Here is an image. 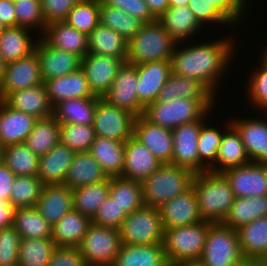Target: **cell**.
I'll return each mask as SVG.
<instances>
[{
	"mask_svg": "<svg viewBox=\"0 0 267 266\" xmlns=\"http://www.w3.org/2000/svg\"><path fill=\"white\" fill-rule=\"evenodd\" d=\"M162 164L133 135L125 143L122 177L142 182Z\"/></svg>",
	"mask_w": 267,
	"mask_h": 266,
	"instance_id": "cell-24",
	"label": "cell"
},
{
	"mask_svg": "<svg viewBox=\"0 0 267 266\" xmlns=\"http://www.w3.org/2000/svg\"><path fill=\"white\" fill-rule=\"evenodd\" d=\"M266 45H263L262 47H260V60L267 66V43H265ZM263 48V49H261Z\"/></svg>",
	"mask_w": 267,
	"mask_h": 266,
	"instance_id": "cell-66",
	"label": "cell"
},
{
	"mask_svg": "<svg viewBox=\"0 0 267 266\" xmlns=\"http://www.w3.org/2000/svg\"><path fill=\"white\" fill-rule=\"evenodd\" d=\"M209 1L232 24V26H234L235 28L237 27L239 28L241 27L242 24V26L246 27L245 25L246 21L250 20L247 19V17L249 14H251L249 12L250 10L249 5L252 2V0L251 2L250 0H209Z\"/></svg>",
	"mask_w": 267,
	"mask_h": 266,
	"instance_id": "cell-55",
	"label": "cell"
},
{
	"mask_svg": "<svg viewBox=\"0 0 267 266\" xmlns=\"http://www.w3.org/2000/svg\"><path fill=\"white\" fill-rule=\"evenodd\" d=\"M14 209L10 202L0 199V230L13 225Z\"/></svg>",
	"mask_w": 267,
	"mask_h": 266,
	"instance_id": "cell-62",
	"label": "cell"
},
{
	"mask_svg": "<svg viewBox=\"0 0 267 266\" xmlns=\"http://www.w3.org/2000/svg\"><path fill=\"white\" fill-rule=\"evenodd\" d=\"M95 137L92 125L60 123V142L75 153L89 151Z\"/></svg>",
	"mask_w": 267,
	"mask_h": 266,
	"instance_id": "cell-52",
	"label": "cell"
},
{
	"mask_svg": "<svg viewBox=\"0 0 267 266\" xmlns=\"http://www.w3.org/2000/svg\"><path fill=\"white\" fill-rule=\"evenodd\" d=\"M79 0H41L42 12L46 24L64 21L69 11Z\"/></svg>",
	"mask_w": 267,
	"mask_h": 266,
	"instance_id": "cell-58",
	"label": "cell"
},
{
	"mask_svg": "<svg viewBox=\"0 0 267 266\" xmlns=\"http://www.w3.org/2000/svg\"><path fill=\"white\" fill-rule=\"evenodd\" d=\"M121 245L119 229L91 223L78 248L86 266H112Z\"/></svg>",
	"mask_w": 267,
	"mask_h": 266,
	"instance_id": "cell-8",
	"label": "cell"
},
{
	"mask_svg": "<svg viewBox=\"0 0 267 266\" xmlns=\"http://www.w3.org/2000/svg\"><path fill=\"white\" fill-rule=\"evenodd\" d=\"M64 21L78 31L89 35L100 23V0H79Z\"/></svg>",
	"mask_w": 267,
	"mask_h": 266,
	"instance_id": "cell-48",
	"label": "cell"
},
{
	"mask_svg": "<svg viewBox=\"0 0 267 266\" xmlns=\"http://www.w3.org/2000/svg\"><path fill=\"white\" fill-rule=\"evenodd\" d=\"M42 37L52 46L79 56L88 53V35L78 31L65 21H55L46 25Z\"/></svg>",
	"mask_w": 267,
	"mask_h": 266,
	"instance_id": "cell-29",
	"label": "cell"
},
{
	"mask_svg": "<svg viewBox=\"0 0 267 266\" xmlns=\"http://www.w3.org/2000/svg\"><path fill=\"white\" fill-rule=\"evenodd\" d=\"M127 46L128 41L101 23L88 35V53L126 58Z\"/></svg>",
	"mask_w": 267,
	"mask_h": 266,
	"instance_id": "cell-40",
	"label": "cell"
},
{
	"mask_svg": "<svg viewBox=\"0 0 267 266\" xmlns=\"http://www.w3.org/2000/svg\"><path fill=\"white\" fill-rule=\"evenodd\" d=\"M0 23L4 27L16 26L13 0H0Z\"/></svg>",
	"mask_w": 267,
	"mask_h": 266,
	"instance_id": "cell-61",
	"label": "cell"
},
{
	"mask_svg": "<svg viewBox=\"0 0 267 266\" xmlns=\"http://www.w3.org/2000/svg\"><path fill=\"white\" fill-rule=\"evenodd\" d=\"M56 248L52 238L21 239L17 266H47Z\"/></svg>",
	"mask_w": 267,
	"mask_h": 266,
	"instance_id": "cell-47",
	"label": "cell"
},
{
	"mask_svg": "<svg viewBox=\"0 0 267 266\" xmlns=\"http://www.w3.org/2000/svg\"><path fill=\"white\" fill-rule=\"evenodd\" d=\"M139 102L146 107L156 102L161 89L171 75L170 61H151L136 65Z\"/></svg>",
	"mask_w": 267,
	"mask_h": 266,
	"instance_id": "cell-22",
	"label": "cell"
},
{
	"mask_svg": "<svg viewBox=\"0 0 267 266\" xmlns=\"http://www.w3.org/2000/svg\"><path fill=\"white\" fill-rule=\"evenodd\" d=\"M72 192L73 209L92 220L100 205L109 197L110 177L99 183L75 188Z\"/></svg>",
	"mask_w": 267,
	"mask_h": 266,
	"instance_id": "cell-42",
	"label": "cell"
},
{
	"mask_svg": "<svg viewBox=\"0 0 267 266\" xmlns=\"http://www.w3.org/2000/svg\"><path fill=\"white\" fill-rule=\"evenodd\" d=\"M108 177L89 151L76 152L68 169L64 185L70 189L99 183Z\"/></svg>",
	"mask_w": 267,
	"mask_h": 266,
	"instance_id": "cell-35",
	"label": "cell"
},
{
	"mask_svg": "<svg viewBox=\"0 0 267 266\" xmlns=\"http://www.w3.org/2000/svg\"><path fill=\"white\" fill-rule=\"evenodd\" d=\"M59 142L60 122L54 116H50L37 119L24 143L35 155L41 157Z\"/></svg>",
	"mask_w": 267,
	"mask_h": 266,
	"instance_id": "cell-41",
	"label": "cell"
},
{
	"mask_svg": "<svg viewBox=\"0 0 267 266\" xmlns=\"http://www.w3.org/2000/svg\"><path fill=\"white\" fill-rule=\"evenodd\" d=\"M103 4L130 14L144 23H151L157 19L152 15L145 0H100Z\"/></svg>",
	"mask_w": 267,
	"mask_h": 266,
	"instance_id": "cell-57",
	"label": "cell"
},
{
	"mask_svg": "<svg viewBox=\"0 0 267 266\" xmlns=\"http://www.w3.org/2000/svg\"><path fill=\"white\" fill-rule=\"evenodd\" d=\"M125 143L96 136L89 152L101 166L107 177L122 176L124 168Z\"/></svg>",
	"mask_w": 267,
	"mask_h": 266,
	"instance_id": "cell-33",
	"label": "cell"
},
{
	"mask_svg": "<svg viewBox=\"0 0 267 266\" xmlns=\"http://www.w3.org/2000/svg\"><path fill=\"white\" fill-rule=\"evenodd\" d=\"M47 266H86L78 247H57Z\"/></svg>",
	"mask_w": 267,
	"mask_h": 266,
	"instance_id": "cell-59",
	"label": "cell"
},
{
	"mask_svg": "<svg viewBox=\"0 0 267 266\" xmlns=\"http://www.w3.org/2000/svg\"><path fill=\"white\" fill-rule=\"evenodd\" d=\"M197 99L208 111L214 110L216 98L200 81L171 74L161 89L157 101L168 102L175 98ZM217 100V102H216Z\"/></svg>",
	"mask_w": 267,
	"mask_h": 266,
	"instance_id": "cell-21",
	"label": "cell"
},
{
	"mask_svg": "<svg viewBox=\"0 0 267 266\" xmlns=\"http://www.w3.org/2000/svg\"><path fill=\"white\" fill-rule=\"evenodd\" d=\"M267 217V195L235 198L222 224L237 230L251 221Z\"/></svg>",
	"mask_w": 267,
	"mask_h": 266,
	"instance_id": "cell-38",
	"label": "cell"
},
{
	"mask_svg": "<svg viewBox=\"0 0 267 266\" xmlns=\"http://www.w3.org/2000/svg\"><path fill=\"white\" fill-rule=\"evenodd\" d=\"M91 223L89 217L73 209L52 227V240L57 247H78Z\"/></svg>",
	"mask_w": 267,
	"mask_h": 266,
	"instance_id": "cell-36",
	"label": "cell"
},
{
	"mask_svg": "<svg viewBox=\"0 0 267 266\" xmlns=\"http://www.w3.org/2000/svg\"><path fill=\"white\" fill-rule=\"evenodd\" d=\"M34 51L40 62L43 82L50 78L68 75L81 67V58L73 53L52 47L42 36Z\"/></svg>",
	"mask_w": 267,
	"mask_h": 266,
	"instance_id": "cell-19",
	"label": "cell"
},
{
	"mask_svg": "<svg viewBox=\"0 0 267 266\" xmlns=\"http://www.w3.org/2000/svg\"><path fill=\"white\" fill-rule=\"evenodd\" d=\"M205 266H246L237 231L222 223H212L200 258Z\"/></svg>",
	"mask_w": 267,
	"mask_h": 266,
	"instance_id": "cell-6",
	"label": "cell"
},
{
	"mask_svg": "<svg viewBox=\"0 0 267 266\" xmlns=\"http://www.w3.org/2000/svg\"><path fill=\"white\" fill-rule=\"evenodd\" d=\"M246 266H266L262 261H249Z\"/></svg>",
	"mask_w": 267,
	"mask_h": 266,
	"instance_id": "cell-69",
	"label": "cell"
},
{
	"mask_svg": "<svg viewBox=\"0 0 267 266\" xmlns=\"http://www.w3.org/2000/svg\"><path fill=\"white\" fill-rule=\"evenodd\" d=\"M215 110H209L200 120L186 123L172 129L173 135V155L172 165H176L193 174H198V139L201 125L212 117Z\"/></svg>",
	"mask_w": 267,
	"mask_h": 266,
	"instance_id": "cell-12",
	"label": "cell"
},
{
	"mask_svg": "<svg viewBox=\"0 0 267 266\" xmlns=\"http://www.w3.org/2000/svg\"><path fill=\"white\" fill-rule=\"evenodd\" d=\"M192 186L202 220L222 223L235 199L225 176L210 171L194 174Z\"/></svg>",
	"mask_w": 267,
	"mask_h": 266,
	"instance_id": "cell-2",
	"label": "cell"
},
{
	"mask_svg": "<svg viewBox=\"0 0 267 266\" xmlns=\"http://www.w3.org/2000/svg\"><path fill=\"white\" fill-rule=\"evenodd\" d=\"M255 113L254 116L251 111L249 117L240 115V118L233 114L230 121L239 132L250 161L267 164V124Z\"/></svg>",
	"mask_w": 267,
	"mask_h": 266,
	"instance_id": "cell-15",
	"label": "cell"
},
{
	"mask_svg": "<svg viewBox=\"0 0 267 266\" xmlns=\"http://www.w3.org/2000/svg\"><path fill=\"white\" fill-rule=\"evenodd\" d=\"M44 184L37 176H16L10 194L14 208L35 207Z\"/></svg>",
	"mask_w": 267,
	"mask_h": 266,
	"instance_id": "cell-49",
	"label": "cell"
},
{
	"mask_svg": "<svg viewBox=\"0 0 267 266\" xmlns=\"http://www.w3.org/2000/svg\"><path fill=\"white\" fill-rule=\"evenodd\" d=\"M157 20L176 43L198 39L199 35L205 37L208 34L205 31H210L198 22L188 6H169Z\"/></svg>",
	"mask_w": 267,
	"mask_h": 266,
	"instance_id": "cell-20",
	"label": "cell"
},
{
	"mask_svg": "<svg viewBox=\"0 0 267 266\" xmlns=\"http://www.w3.org/2000/svg\"><path fill=\"white\" fill-rule=\"evenodd\" d=\"M222 36H214L213 41L207 35L199 41L176 43L170 58L171 74L197 79L217 98L228 69L230 67L231 70L232 64H236L234 58L239 54L235 51L239 47L236 36L234 38V34L231 36L230 33L228 37Z\"/></svg>",
	"mask_w": 267,
	"mask_h": 266,
	"instance_id": "cell-1",
	"label": "cell"
},
{
	"mask_svg": "<svg viewBox=\"0 0 267 266\" xmlns=\"http://www.w3.org/2000/svg\"><path fill=\"white\" fill-rule=\"evenodd\" d=\"M208 110L197 99L175 98L168 102L156 101L147 105L143 116L153 124L168 129L200 120Z\"/></svg>",
	"mask_w": 267,
	"mask_h": 266,
	"instance_id": "cell-9",
	"label": "cell"
},
{
	"mask_svg": "<svg viewBox=\"0 0 267 266\" xmlns=\"http://www.w3.org/2000/svg\"><path fill=\"white\" fill-rule=\"evenodd\" d=\"M3 101L12 109L32 115L37 119L53 116V106L49 101L44 83L14 91Z\"/></svg>",
	"mask_w": 267,
	"mask_h": 266,
	"instance_id": "cell-27",
	"label": "cell"
},
{
	"mask_svg": "<svg viewBox=\"0 0 267 266\" xmlns=\"http://www.w3.org/2000/svg\"><path fill=\"white\" fill-rule=\"evenodd\" d=\"M211 224L201 221L194 225L164 229L163 245L169 265L185 259L201 258Z\"/></svg>",
	"mask_w": 267,
	"mask_h": 266,
	"instance_id": "cell-5",
	"label": "cell"
},
{
	"mask_svg": "<svg viewBox=\"0 0 267 266\" xmlns=\"http://www.w3.org/2000/svg\"><path fill=\"white\" fill-rule=\"evenodd\" d=\"M3 163L16 176H37L39 157L25 143L11 144L3 147Z\"/></svg>",
	"mask_w": 267,
	"mask_h": 266,
	"instance_id": "cell-45",
	"label": "cell"
},
{
	"mask_svg": "<svg viewBox=\"0 0 267 266\" xmlns=\"http://www.w3.org/2000/svg\"><path fill=\"white\" fill-rule=\"evenodd\" d=\"M126 58H114L107 55L87 53L81 59V69L84 71L89 87L95 96L101 97L112 86L120 66Z\"/></svg>",
	"mask_w": 267,
	"mask_h": 266,
	"instance_id": "cell-16",
	"label": "cell"
},
{
	"mask_svg": "<svg viewBox=\"0 0 267 266\" xmlns=\"http://www.w3.org/2000/svg\"><path fill=\"white\" fill-rule=\"evenodd\" d=\"M258 60L260 62L255 64L257 68L253 66L250 69L251 74L247 76V84L244 86L247 103H250L254 111L267 104V66L259 58Z\"/></svg>",
	"mask_w": 267,
	"mask_h": 266,
	"instance_id": "cell-51",
	"label": "cell"
},
{
	"mask_svg": "<svg viewBox=\"0 0 267 266\" xmlns=\"http://www.w3.org/2000/svg\"><path fill=\"white\" fill-rule=\"evenodd\" d=\"M16 175L4 164L0 165V199L10 200V194Z\"/></svg>",
	"mask_w": 267,
	"mask_h": 266,
	"instance_id": "cell-60",
	"label": "cell"
},
{
	"mask_svg": "<svg viewBox=\"0 0 267 266\" xmlns=\"http://www.w3.org/2000/svg\"><path fill=\"white\" fill-rule=\"evenodd\" d=\"M13 226L21 239L52 238V227L35 207L15 208Z\"/></svg>",
	"mask_w": 267,
	"mask_h": 266,
	"instance_id": "cell-44",
	"label": "cell"
},
{
	"mask_svg": "<svg viewBox=\"0 0 267 266\" xmlns=\"http://www.w3.org/2000/svg\"><path fill=\"white\" fill-rule=\"evenodd\" d=\"M4 161V153H3V147L0 145V165Z\"/></svg>",
	"mask_w": 267,
	"mask_h": 266,
	"instance_id": "cell-70",
	"label": "cell"
},
{
	"mask_svg": "<svg viewBox=\"0 0 267 266\" xmlns=\"http://www.w3.org/2000/svg\"><path fill=\"white\" fill-rule=\"evenodd\" d=\"M236 231L245 260L262 261L267 255V217L253 220Z\"/></svg>",
	"mask_w": 267,
	"mask_h": 266,
	"instance_id": "cell-32",
	"label": "cell"
},
{
	"mask_svg": "<svg viewBox=\"0 0 267 266\" xmlns=\"http://www.w3.org/2000/svg\"><path fill=\"white\" fill-rule=\"evenodd\" d=\"M3 28H4V26H2L0 23V33L2 32Z\"/></svg>",
	"mask_w": 267,
	"mask_h": 266,
	"instance_id": "cell-72",
	"label": "cell"
},
{
	"mask_svg": "<svg viewBox=\"0 0 267 266\" xmlns=\"http://www.w3.org/2000/svg\"><path fill=\"white\" fill-rule=\"evenodd\" d=\"M42 83L40 62L34 51L27 57L6 63L0 80V100H4L14 91L38 86Z\"/></svg>",
	"mask_w": 267,
	"mask_h": 266,
	"instance_id": "cell-13",
	"label": "cell"
},
{
	"mask_svg": "<svg viewBox=\"0 0 267 266\" xmlns=\"http://www.w3.org/2000/svg\"><path fill=\"white\" fill-rule=\"evenodd\" d=\"M73 204V192L68 186L44 185L35 208L53 227L64 215L73 210Z\"/></svg>",
	"mask_w": 267,
	"mask_h": 266,
	"instance_id": "cell-23",
	"label": "cell"
},
{
	"mask_svg": "<svg viewBox=\"0 0 267 266\" xmlns=\"http://www.w3.org/2000/svg\"><path fill=\"white\" fill-rule=\"evenodd\" d=\"M137 84L136 65L124 62L118 69L112 86L102 99L112 106L129 111L135 117L141 116L145 107L138 100Z\"/></svg>",
	"mask_w": 267,
	"mask_h": 266,
	"instance_id": "cell-11",
	"label": "cell"
},
{
	"mask_svg": "<svg viewBox=\"0 0 267 266\" xmlns=\"http://www.w3.org/2000/svg\"><path fill=\"white\" fill-rule=\"evenodd\" d=\"M126 216L119 205L109 196L98 208L96 215L92 219V223L99 226L120 229Z\"/></svg>",
	"mask_w": 267,
	"mask_h": 266,
	"instance_id": "cell-56",
	"label": "cell"
},
{
	"mask_svg": "<svg viewBox=\"0 0 267 266\" xmlns=\"http://www.w3.org/2000/svg\"><path fill=\"white\" fill-rule=\"evenodd\" d=\"M20 242L13 225L0 230V266H17Z\"/></svg>",
	"mask_w": 267,
	"mask_h": 266,
	"instance_id": "cell-54",
	"label": "cell"
},
{
	"mask_svg": "<svg viewBox=\"0 0 267 266\" xmlns=\"http://www.w3.org/2000/svg\"><path fill=\"white\" fill-rule=\"evenodd\" d=\"M230 183L234 197L267 195V164L250 162L222 173Z\"/></svg>",
	"mask_w": 267,
	"mask_h": 266,
	"instance_id": "cell-14",
	"label": "cell"
},
{
	"mask_svg": "<svg viewBox=\"0 0 267 266\" xmlns=\"http://www.w3.org/2000/svg\"><path fill=\"white\" fill-rule=\"evenodd\" d=\"M176 42L158 21L144 23L128 41L126 62L143 64L151 61H170Z\"/></svg>",
	"mask_w": 267,
	"mask_h": 266,
	"instance_id": "cell-3",
	"label": "cell"
},
{
	"mask_svg": "<svg viewBox=\"0 0 267 266\" xmlns=\"http://www.w3.org/2000/svg\"><path fill=\"white\" fill-rule=\"evenodd\" d=\"M133 136L146 146L161 164H171L173 155L171 129L153 124L141 115L135 117Z\"/></svg>",
	"mask_w": 267,
	"mask_h": 266,
	"instance_id": "cell-17",
	"label": "cell"
},
{
	"mask_svg": "<svg viewBox=\"0 0 267 266\" xmlns=\"http://www.w3.org/2000/svg\"><path fill=\"white\" fill-rule=\"evenodd\" d=\"M189 0H168L169 6H188Z\"/></svg>",
	"mask_w": 267,
	"mask_h": 266,
	"instance_id": "cell-65",
	"label": "cell"
},
{
	"mask_svg": "<svg viewBox=\"0 0 267 266\" xmlns=\"http://www.w3.org/2000/svg\"><path fill=\"white\" fill-rule=\"evenodd\" d=\"M34 33V31L21 26L4 27L0 33L2 59L9 63L33 53L39 39V36H35Z\"/></svg>",
	"mask_w": 267,
	"mask_h": 266,
	"instance_id": "cell-30",
	"label": "cell"
},
{
	"mask_svg": "<svg viewBox=\"0 0 267 266\" xmlns=\"http://www.w3.org/2000/svg\"><path fill=\"white\" fill-rule=\"evenodd\" d=\"M16 26L28 28L41 37L46 30L41 0H17L14 1Z\"/></svg>",
	"mask_w": 267,
	"mask_h": 266,
	"instance_id": "cell-50",
	"label": "cell"
},
{
	"mask_svg": "<svg viewBox=\"0 0 267 266\" xmlns=\"http://www.w3.org/2000/svg\"><path fill=\"white\" fill-rule=\"evenodd\" d=\"M36 121L34 116L14 110L0 100V145L24 143Z\"/></svg>",
	"mask_w": 267,
	"mask_h": 266,
	"instance_id": "cell-26",
	"label": "cell"
},
{
	"mask_svg": "<svg viewBox=\"0 0 267 266\" xmlns=\"http://www.w3.org/2000/svg\"><path fill=\"white\" fill-rule=\"evenodd\" d=\"M262 262L267 266V255L262 259Z\"/></svg>",
	"mask_w": 267,
	"mask_h": 266,
	"instance_id": "cell-71",
	"label": "cell"
},
{
	"mask_svg": "<svg viewBox=\"0 0 267 266\" xmlns=\"http://www.w3.org/2000/svg\"><path fill=\"white\" fill-rule=\"evenodd\" d=\"M188 7L194 13L198 22L205 29H210L212 26L214 28H218L220 26L221 29H223L224 26H226L230 28L229 30L234 32L232 30L234 26H232V24L212 5L209 0H189Z\"/></svg>",
	"mask_w": 267,
	"mask_h": 266,
	"instance_id": "cell-53",
	"label": "cell"
},
{
	"mask_svg": "<svg viewBox=\"0 0 267 266\" xmlns=\"http://www.w3.org/2000/svg\"><path fill=\"white\" fill-rule=\"evenodd\" d=\"M194 174L185 168L162 164L142 181L144 205L159 208L192 186Z\"/></svg>",
	"mask_w": 267,
	"mask_h": 266,
	"instance_id": "cell-4",
	"label": "cell"
},
{
	"mask_svg": "<svg viewBox=\"0 0 267 266\" xmlns=\"http://www.w3.org/2000/svg\"><path fill=\"white\" fill-rule=\"evenodd\" d=\"M260 110V111H259ZM257 113H260L259 115H261L260 117L265 121V123L267 124V104L260 107L257 111Z\"/></svg>",
	"mask_w": 267,
	"mask_h": 266,
	"instance_id": "cell-67",
	"label": "cell"
},
{
	"mask_svg": "<svg viewBox=\"0 0 267 266\" xmlns=\"http://www.w3.org/2000/svg\"><path fill=\"white\" fill-rule=\"evenodd\" d=\"M135 116L100 98L94 112L92 127L95 135L126 142L133 135Z\"/></svg>",
	"mask_w": 267,
	"mask_h": 266,
	"instance_id": "cell-10",
	"label": "cell"
},
{
	"mask_svg": "<svg viewBox=\"0 0 267 266\" xmlns=\"http://www.w3.org/2000/svg\"><path fill=\"white\" fill-rule=\"evenodd\" d=\"M170 266H205L203 261L199 259H185L178 261Z\"/></svg>",
	"mask_w": 267,
	"mask_h": 266,
	"instance_id": "cell-64",
	"label": "cell"
},
{
	"mask_svg": "<svg viewBox=\"0 0 267 266\" xmlns=\"http://www.w3.org/2000/svg\"><path fill=\"white\" fill-rule=\"evenodd\" d=\"M101 97L67 99L53 107V116L61 124L92 125L97 102Z\"/></svg>",
	"mask_w": 267,
	"mask_h": 266,
	"instance_id": "cell-39",
	"label": "cell"
},
{
	"mask_svg": "<svg viewBox=\"0 0 267 266\" xmlns=\"http://www.w3.org/2000/svg\"><path fill=\"white\" fill-rule=\"evenodd\" d=\"M250 162L240 134L231 124L222 135L216 162L208 171L223 173L227 169L243 166Z\"/></svg>",
	"mask_w": 267,
	"mask_h": 266,
	"instance_id": "cell-31",
	"label": "cell"
},
{
	"mask_svg": "<svg viewBox=\"0 0 267 266\" xmlns=\"http://www.w3.org/2000/svg\"><path fill=\"white\" fill-rule=\"evenodd\" d=\"M109 196L126 215L144 206L142 182L122 176L110 177Z\"/></svg>",
	"mask_w": 267,
	"mask_h": 266,
	"instance_id": "cell-43",
	"label": "cell"
},
{
	"mask_svg": "<svg viewBox=\"0 0 267 266\" xmlns=\"http://www.w3.org/2000/svg\"><path fill=\"white\" fill-rule=\"evenodd\" d=\"M112 266H170L163 243L121 245Z\"/></svg>",
	"mask_w": 267,
	"mask_h": 266,
	"instance_id": "cell-34",
	"label": "cell"
},
{
	"mask_svg": "<svg viewBox=\"0 0 267 266\" xmlns=\"http://www.w3.org/2000/svg\"><path fill=\"white\" fill-rule=\"evenodd\" d=\"M123 245L163 243L164 227L157 207L144 205L128 214L120 229Z\"/></svg>",
	"mask_w": 267,
	"mask_h": 266,
	"instance_id": "cell-7",
	"label": "cell"
},
{
	"mask_svg": "<svg viewBox=\"0 0 267 266\" xmlns=\"http://www.w3.org/2000/svg\"><path fill=\"white\" fill-rule=\"evenodd\" d=\"M145 2L156 19L169 7L168 0H145Z\"/></svg>",
	"mask_w": 267,
	"mask_h": 266,
	"instance_id": "cell-63",
	"label": "cell"
},
{
	"mask_svg": "<svg viewBox=\"0 0 267 266\" xmlns=\"http://www.w3.org/2000/svg\"><path fill=\"white\" fill-rule=\"evenodd\" d=\"M5 68H6V62L2 59V56L0 54V80L2 79Z\"/></svg>",
	"mask_w": 267,
	"mask_h": 266,
	"instance_id": "cell-68",
	"label": "cell"
},
{
	"mask_svg": "<svg viewBox=\"0 0 267 266\" xmlns=\"http://www.w3.org/2000/svg\"><path fill=\"white\" fill-rule=\"evenodd\" d=\"M208 119L201 125L198 139V174L206 172L216 162L218 148L224 131L231 125L230 119L223 120L222 124H211ZM210 123V124H209ZM215 125V126H214ZM224 125V126H223ZM220 127V128H218ZM223 127V128H221Z\"/></svg>",
	"mask_w": 267,
	"mask_h": 266,
	"instance_id": "cell-37",
	"label": "cell"
},
{
	"mask_svg": "<svg viewBox=\"0 0 267 266\" xmlns=\"http://www.w3.org/2000/svg\"><path fill=\"white\" fill-rule=\"evenodd\" d=\"M164 229L194 225L202 220L193 186L163 203L159 208Z\"/></svg>",
	"mask_w": 267,
	"mask_h": 266,
	"instance_id": "cell-18",
	"label": "cell"
},
{
	"mask_svg": "<svg viewBox=\"0 0 267 266\" xmlns=\"http://www.w3.org/2000/svg\"><path fill=\"white\" fill-rule=\"evenodd\" d=\"M100 23L120 34L126 41L134 37L144 22L130 14L100 1Z\"/></svg>",
	"mask_w": 267,
	"mask_h": 266,
	"instance_id": "cell-46",
	"label": "cell"
},
{
	"mask_svg": "<svg viewBox=\"0 0 267 266\" xmlns=\"http://www.w3.org/2000/svg\"><path fill=\"white\" fill-rule=\"evenodd\" d=\"M75 152L59 142L47 154L39 157L37 177L44 185L64 184Z\"/></svg>",
	"mask_w": 267,
	"mask_h": 266,
	"instance_id": "cell-28",
	"label": "cell"
},
{
	"mask_svg": "<svg viewBox=\"0 0 267 266\" xmlns=\"http://www.w3.org/2000/svg\"><path fill=\"white\" fill-rule=\"evenodd\" d=\"M43 83L53 107L67 99L98 97L90 89L85 73L81 68L68 75L50 78Z\"/></svg>",
	"mask_w": 267,
	"mask_h": 266,
	"instance_id": "cell-25",
	"label": "cell"
}]
</instances>
